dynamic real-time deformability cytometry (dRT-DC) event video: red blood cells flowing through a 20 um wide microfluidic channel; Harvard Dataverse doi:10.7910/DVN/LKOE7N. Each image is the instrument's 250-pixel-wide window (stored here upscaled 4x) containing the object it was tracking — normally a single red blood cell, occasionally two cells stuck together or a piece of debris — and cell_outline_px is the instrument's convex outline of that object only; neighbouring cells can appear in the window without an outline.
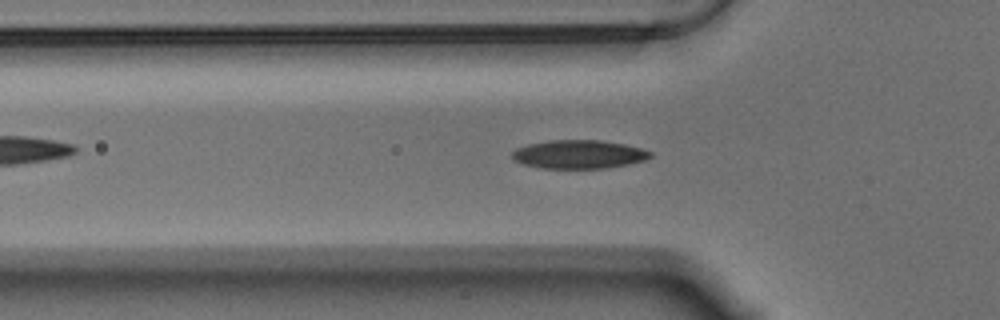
{"species": "Egyptian fruit bat (a non-hibernating species)", "species_latin": "Rousettus aegyptiacus", "temperature_condition": "warm", "stored_images_in_passage": 57, "camera_frame_rate_fps": 3000, "um_per_image_px": 0.085, "animal": {"sex": "male"}, "frame": {"image": 1, "passage_image": 17, "time_ms": 5.333, "image_size_px": [1000, 320], "cell_outline_px": [[652, 156], [644, 160], [628, 164], [608, 168], [540, 168], [524, 164], [512, 160], [512, 152], [516, 148], [528, 144], [552, 140], [600, 140], [624, 144], [640, 148], [652, 152]], "centroid_in_image_um": [49.18, 13.12], "position_along_channel_um": 76.6, "area_um2": 22.95}}
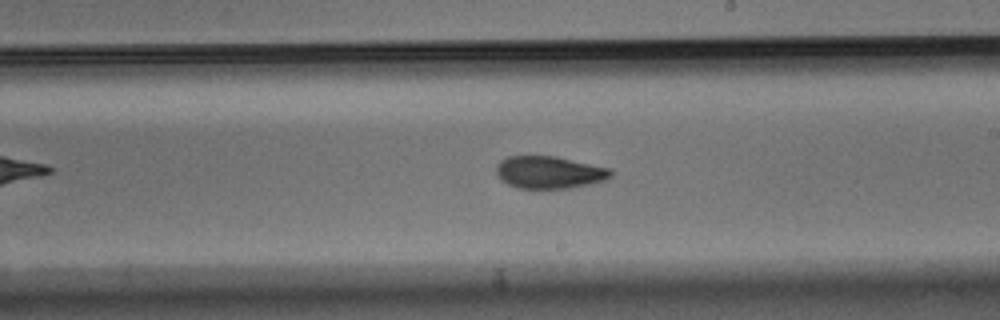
{"frame": {"image": 2, "passage_image": 31, "time_ms": 10.0, "image_size_px": [1000, 320], "cell_outline_px": [[612, 176], [604, 180], [572, 188], [516, 188], [500, 180], [496, 172], [496, 164], [500, 160], [508, 156], [556, 156], [612, 168]], "centroid_in_image_um": [46.68, 14.64], "position_along_channel_um": 242.3, "area_um2": 21.79}}
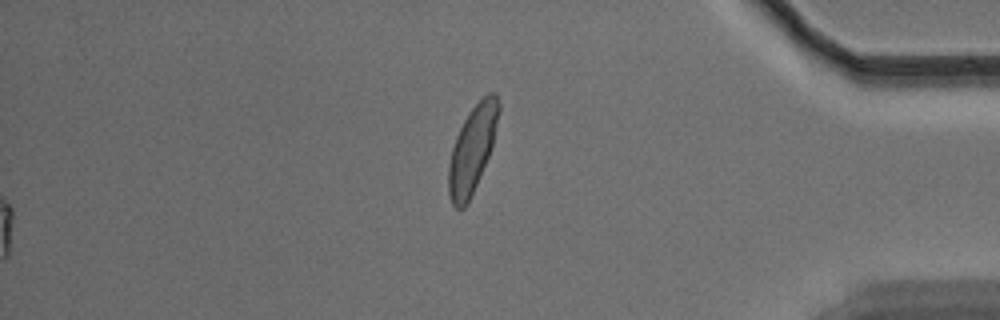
{"frame": {"image": 3, "passage_image": 57, "time_ms": 18.667, "image_size_px": [1000, 320], "cell_outline_px": [[500, 112], [492, 148], [468, 204], [464, 208], [456, 208], [452, 204], [448, 192], [448, 164], [452, 148], [456, 136], [468, 112], [488, 92], [496, 92], [500, 104]], "centroid_in_image_um": [40.15, 12.68], "position_along_channel_um": 395.0, "area_um2": 25.43}, "authors_computed_cell_mechanics": {"area_um2": 21.6172, "velocity_mm_per_s": 3.5339, "shape_relaxation_time_tau1_ms": 7.4975, "shape_relaxation_time_tau2_ms": 2.99, "deformation_change_tau1": 0.186, "deformation_change_tau2": 0.0845}}